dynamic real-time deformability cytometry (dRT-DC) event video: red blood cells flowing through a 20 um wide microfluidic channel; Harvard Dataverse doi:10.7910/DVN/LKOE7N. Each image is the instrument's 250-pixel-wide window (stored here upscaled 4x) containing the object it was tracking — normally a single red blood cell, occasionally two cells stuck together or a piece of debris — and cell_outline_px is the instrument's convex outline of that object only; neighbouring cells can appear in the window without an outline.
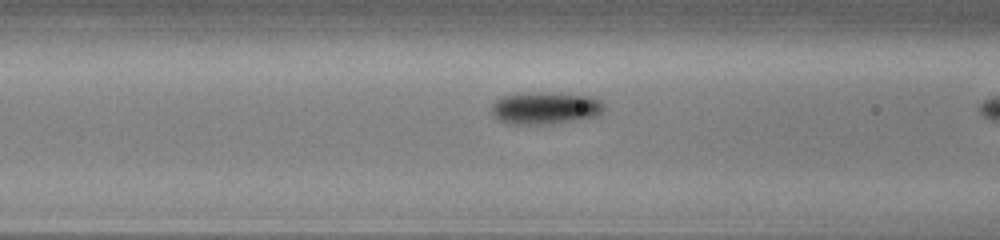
{"species": "common noctule bat (a hibernating species)", "species_latin": "Nyctalus noctula", "temperature_condition": "cold", "stored_images_in_passage": 11, "camera_frame_rate_fps": 3000, "um_per_image_px": 0.085, "animal": {"sex": "male", "body_mass_g": 13.0, "forearm_length_mm": 53.1}, "frame": {"image": 1, "passage_image": 10, "time_ms": 3.0, "image_size_px": [1000, 240], "cell_outline_px": [[604, 108], [596, 116], [576, 120], [552, 124], [508, 124], [500, 120], [492, 112], [492, 104], [500, 96], [516, 92], [540, 92], [592, 96], [600, 100], [604, 104]], "centroid_in_image_um": [46.32, 9.17], "position_along_channel_um": 120.3, "area_um2": 21.33}}